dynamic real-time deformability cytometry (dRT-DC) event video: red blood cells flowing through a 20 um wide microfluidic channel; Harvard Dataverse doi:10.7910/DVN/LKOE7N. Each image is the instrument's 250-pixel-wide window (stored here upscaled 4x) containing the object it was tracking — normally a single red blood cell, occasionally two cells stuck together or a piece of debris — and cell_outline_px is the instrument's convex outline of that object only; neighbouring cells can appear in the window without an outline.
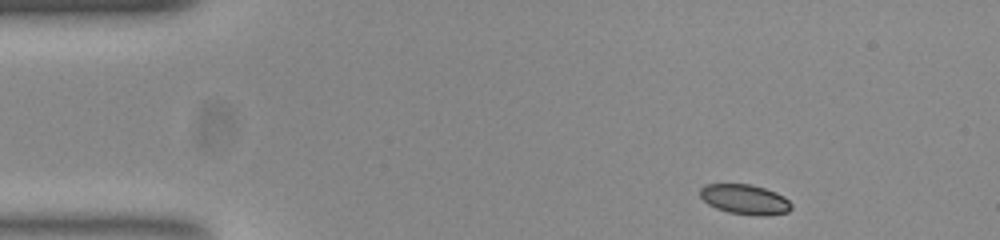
{"species": "common noctule bat (a hibernating species)", "species_latin": "Nyctalus noctula", "temperature_condition": "room temperature", "stored_images_in_passage": 47, "camera_frame_rate_fps": 3000, "um_per_image_px": 0.085, "animal": {"sex": "female", "body_mass_g": 23.0, "forearm_length_mm": 53.4}, "frame": {"image": 1, "passage_image": 1, "time_ms": 0.0, "image_size_px": [1000, 240], "cell_outline_px": [[792, 208], [788, 212], [764, 216], [756, 216], [728, 212], [716, 208], [708, 204], [700, 196], [700, 188], [704, 184], [752, 184], [776, 192], [784, 196], [792, 204]], "centroid_in_image_um": [63.33, 16.95], "position_along_channel_um": 21.7, "area_um2": 16.07}}
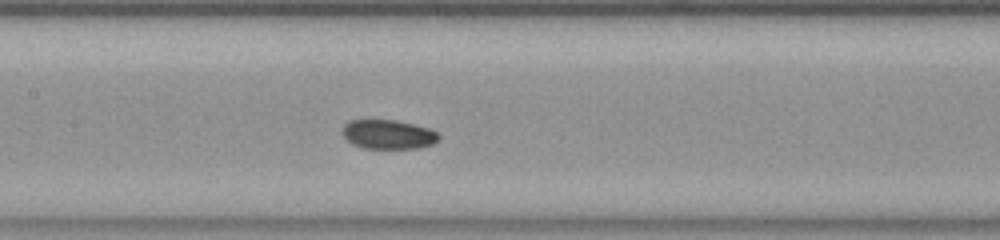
{"frame": {"image": 2, "passage_image": 19, "time_ms": 6.0, "image_size_px": [1000, 240], "cell_outline_px": [[440, 136], [432, 144], [420, 148], [364, 148], [352, 144], [344, 136], [344, 124], [348, 120], [396, 120], [428, 128], [436, 132]], "centroid_in_image_um": [32.99, 11.42], "position_along_channel_um": 174.4, "area_um2": 16.18}}
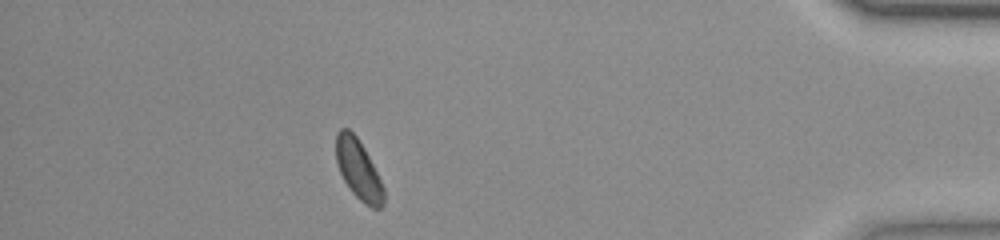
{"frame": {"image": 3, "passage_image": 41, "time_ms": 13.333, "image_size_px": [1000, 240], "cell_outline_px": [[384, 204], [380, 208], [372, 208], [364, 204], [352, 192], [344, 180], [340, 172], [336, 160], [336, 132], [340, 128], [348, 128], [356, 136], [364, 148], [384, 188]], "centroid_in_image_um": [30.45, 14.41], "position_along_channel_um": 404.7, "area_um2": 16.42}, "authors_computed_cell_mechanics": {"area_um2": 16.8776, "velocity_mm_per_s": 3.8527, "shape_relaxation_time_tau1_ms": null, "shape_relaxation_time_tau2_ms": 4.3581, "deformation_change_tau1": null, "deformation_change_tau2": 0.0715}}